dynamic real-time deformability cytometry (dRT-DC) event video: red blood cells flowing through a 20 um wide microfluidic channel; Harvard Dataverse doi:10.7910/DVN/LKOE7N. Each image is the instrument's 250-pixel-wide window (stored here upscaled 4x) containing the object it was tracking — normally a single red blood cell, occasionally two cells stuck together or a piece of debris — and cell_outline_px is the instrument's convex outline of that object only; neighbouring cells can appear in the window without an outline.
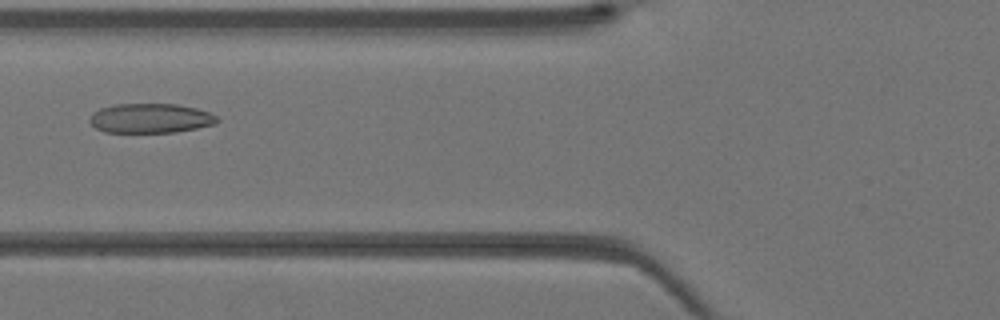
{"species": "Egyptian fruit bat (a non-hibernating species)", "species_latin": "Rousettus aegyptiacus", "temperature_condition": "warm", "stored_images_in_passage": 42, "camera_frame_rate_fps": 3000, "um_per_image_px": 0.085, "animal": {"sex": "female"}, "frame": {"image": 1, "passage_image": 17, "time_ms": 5.333, "image_size_px": [1000, 320], "cell_outline_px": [[220, 120], [216, 124], [176, 132], [104, 132], [96, 128], [88, 120], [92, 112], [100, 108], [116, 104], [176, 104], [196, 108], [208, 112], [216, 116]], "centroid_in_image_um": [12.78, 10.05], "position_along_channel_um": 113.0, "area_um2": 21.96}}
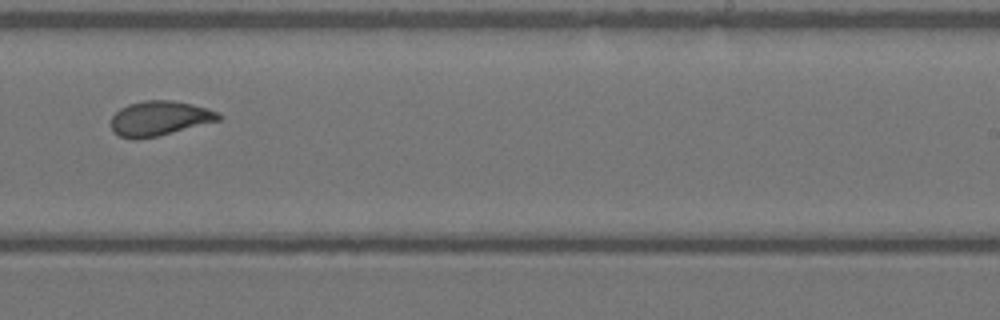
{"frame": {"image": 2, "passage_image": 27, "time_ms": 8.667, "image_size_px": [1000, 320], "cell_outline_px": [[220, 120], [156, 136], [136, 140], [132, 140], [120, 136], [112, 132], [112, 116], [120, 108], [128, 104], [144, 100], [172, 100], [192, 104], [208, 108], [220, 112]], "centroid_in_image_um": [13.54, 10.05], "position_along_channel_um": 275.5, "area_um2": 21.73}}
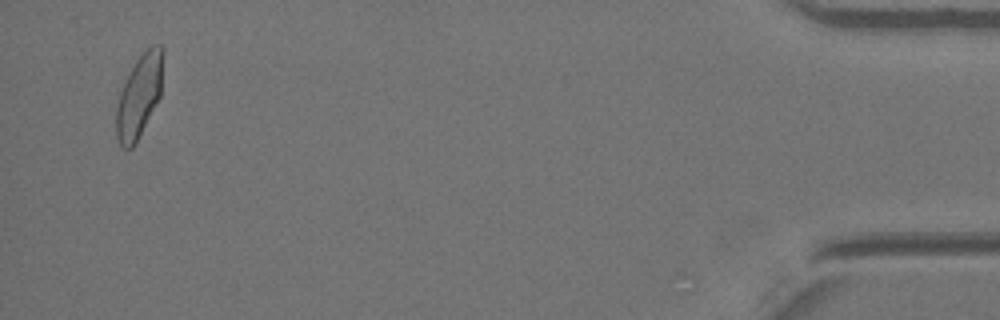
{"frame": {"image": 3, "passage_image": 41, "time_ms": 13.333, "image_size_px": [1000, 320], "cell_outline_px": [[164, 52], [160, 96], [132, 148], [124, 148], [120, 144], [116, 136], [116, 108], [120, 92], [124, 80], [136, 60], [152, 44], [160, 44], [164, 48]], "centroid_in_image_um": [11.83, 8.09], "position_along_channel_um": 423.4, "area_um2": 22.31}}